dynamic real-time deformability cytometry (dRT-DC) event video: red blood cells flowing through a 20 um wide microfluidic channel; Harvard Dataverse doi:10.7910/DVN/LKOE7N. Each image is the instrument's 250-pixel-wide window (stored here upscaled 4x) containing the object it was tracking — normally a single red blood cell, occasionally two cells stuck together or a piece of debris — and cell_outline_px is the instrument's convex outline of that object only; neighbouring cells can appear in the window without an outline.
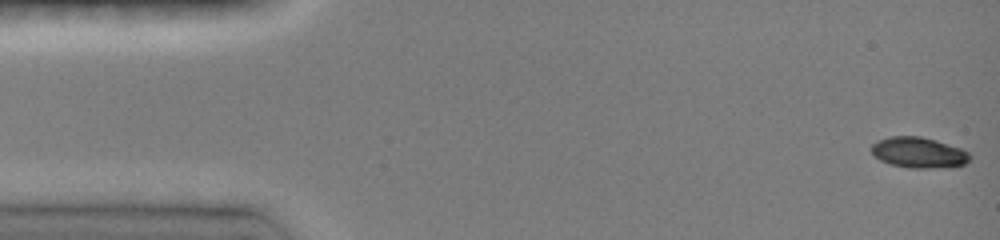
{"species": "common noctule bat (a hibernating species)", "species_latin": "Nyctalus noctula", "temperature_condition": "room temperature", "stored_images_in_passage": 26, "camera_frame_rate_fps": 3000, "um_per_image_px": 0.085, "animal": {"sex": "female", "body_mass_g": 19.0, "forearm_length_mm": 51.5}, "frame": {"image": 1, "passage_image": 1, "time_ms": 0.0, "image_size_px": [1000, 240], "cell_outline_px": [[972, 156], [964, 164], [928, 168], [908, 168], [892, 164], [880, 160], [872, 152], [872, 144], [880, 140], [892, 136], [920, 136], [960, 148], [968, 152]], "centroid_in_image_um": [78.07, 12.96], "position_along_channel_um": 6.9, "area_um2": 17.11}}
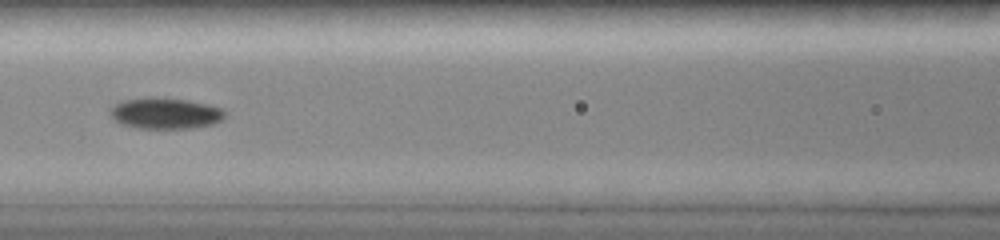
{"frame": {"image": 2, "passage_image": 15, "time_ms": 6.667, "image_size_px": [1000, 240], "cell_outline_px": [[224, 120], [212, 124], [196, 128], [140, 128], [124, 124], [116, 120], [108, 112], [116, 104], [124, 100], [148, 96], [164, 96], [188, 100], [208, 104], [224, 108]], "centroid_in_image_um": [14.11, 9.6], "position_along_channel_um": 152.5, "area_um2": 21.04}}
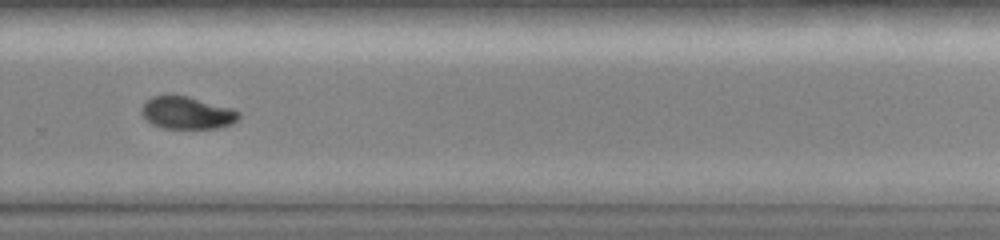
{"frame": {"image": 3, "passage_image": 24, "time_ms": 10.667, "image_size_px": [1000, 240], "cell_outline_px": [[240, 116], [232, 124], [220, 128], [164, 128], [152, 124], [140, 112], [140, 108], [144, 100], [152, 96], [188, 96], [232, 108], [240, 112]], "centroid_in_image_um": [15.89, 9.59], "position_along_channel_um": 313.9, "area_um2": 18.38}}